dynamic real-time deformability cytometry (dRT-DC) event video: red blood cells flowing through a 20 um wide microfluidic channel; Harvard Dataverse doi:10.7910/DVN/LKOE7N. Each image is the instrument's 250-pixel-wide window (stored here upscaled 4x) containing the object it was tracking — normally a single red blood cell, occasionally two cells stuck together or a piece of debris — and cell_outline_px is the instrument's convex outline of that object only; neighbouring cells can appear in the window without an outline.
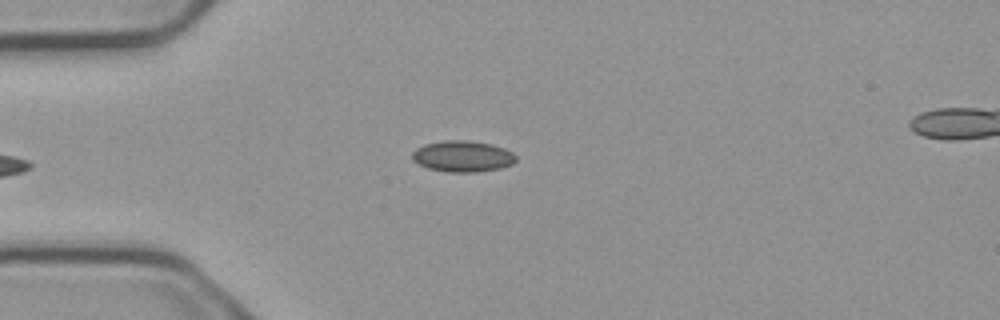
{"species": "common noctule bat (a hibernating species)", "species_latin": "Nyctalus noctula", "temperature_condition": "cold", "stored_images_in_passage": 4, "camera_frame_rate_fps": 3000, "um_per_image_px": 0.085, "animal": {"sex": "male", "body_mass_g": 23.1, "forearm_length_mm": 52.7}, "frame": {"image": 1, "passage_image": 4, "time_ms": 1.0, "image_size_px": [1000, 320], "cell_outline_px": [[516, 160], [512, 164], [500, 168], [476, 172], [448, 172], [428, 168], [412, 160], [412, 152], [416, 148], [424, 144], [444, 140], [468, 140], [492, 144], [504, 148], [512, 152], [516, 156]], "centroid_in_image_um": [39.32, 13.28], "position_along_channel_um": 45.7, "area_um2": 18.9}}